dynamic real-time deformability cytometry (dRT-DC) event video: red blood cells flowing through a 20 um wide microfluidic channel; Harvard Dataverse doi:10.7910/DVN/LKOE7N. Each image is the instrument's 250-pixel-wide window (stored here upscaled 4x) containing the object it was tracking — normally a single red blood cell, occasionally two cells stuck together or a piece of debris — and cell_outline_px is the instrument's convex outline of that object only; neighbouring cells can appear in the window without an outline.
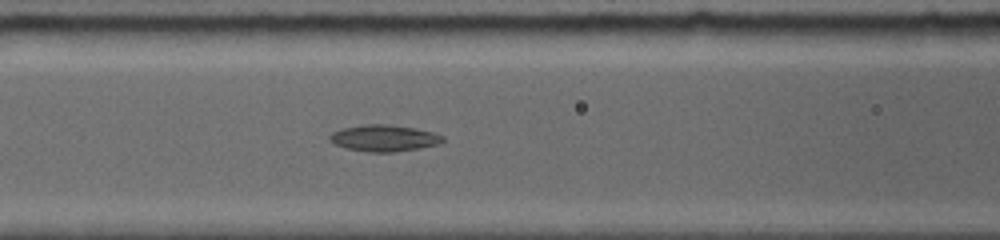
{"species": "common noctule bat (a hibernating species)", "species_latin": "Nyctalus noctula", "temperature_condition": "room temperature", "stored_images_in_passage": 19, "camera_frame_rate_fps": 5000, "um_per_image_px": 0.085, "animal": {"sex": "female", "body_mass_g": 19.0, "forearm_length_mm": 56.7}, "frame": {"image": 1, "passage_image": 9, "time_ms": 3.8, "image_size_px": [1000, 240], "cell_outline_px": [[444, 140], [440, 144], [420, 148], [396, 152], [368, 152], [344, 148], [328, 140], [328, 136], [332, 132], [340, 128], [364, 124], [388, 124], [416, 128], [432, 132], [444, 136]], "centroid_in_image_um": [32.62, 11.74], "position_along_channel_um": 134.0, "area_um2": 17.74}}
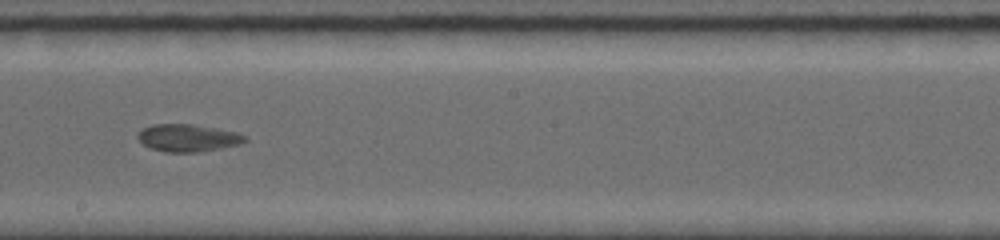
{"frame": {"image": 2, "passage_image": 14, "time_ms": 6.4, "image_size_px": [1000, 240], "cell_outline_px": [[248, 140], [240, 144], [200, 152], [164, 152], [152, 148], [144, 144], [136, 136], [144, 128], [152, 124], [192, 124], [236, 132], [244, 136]], "centroid_in_image_um": [15.97, 11.72], "position_along_channel_um": 232.2, "area_um2": 16.88}}
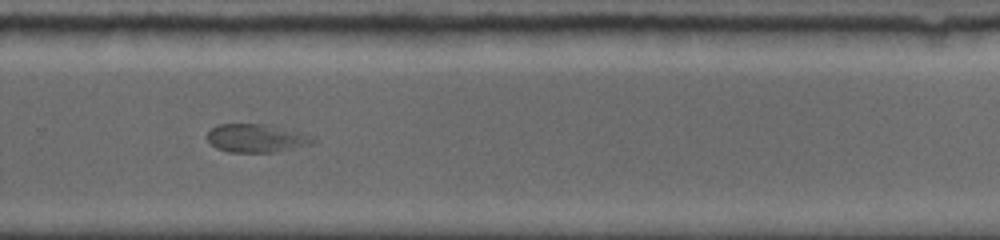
{"frame": {"image": 3, "passage_image": 18, "time_ms": 8.4, "image_size_px": [1000, 240], "cell_outline_px": [[316, 140], [308, 144], [292, 148], [272, 152], [228, 152], [216, 148], [208, 140], [208, 132], [216, 124], [264, 124], [300, 132], [312, 136]], "centroid_in_image_um": [21.74, 11.74], "position_along_channel_um": 308.1, "area_um2": 17.11}}